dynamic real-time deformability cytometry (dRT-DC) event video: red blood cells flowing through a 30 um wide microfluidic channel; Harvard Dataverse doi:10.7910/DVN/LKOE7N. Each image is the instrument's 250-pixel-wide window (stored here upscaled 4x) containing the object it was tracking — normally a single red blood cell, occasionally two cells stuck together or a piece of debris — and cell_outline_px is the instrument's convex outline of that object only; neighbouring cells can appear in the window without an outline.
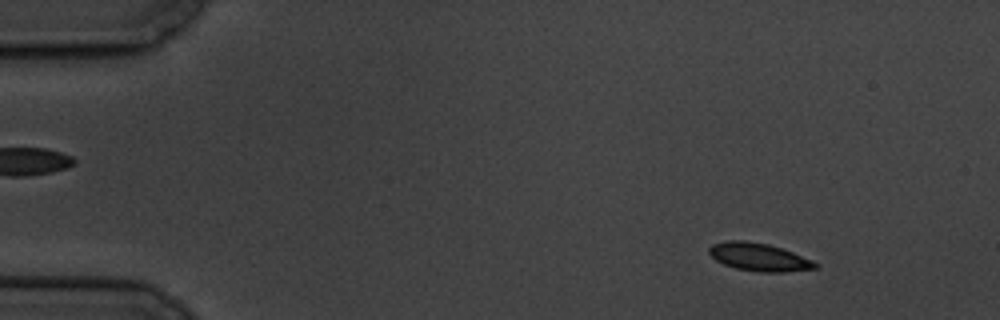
{"species": "common noctule bat (a hibernating species)", "species_latin": "Nyctalus noctula", "temperature_condition": "cold", "stored_images_in_passage": 5, "camera_frame_rate_fps": 3000, "um_per_image_px": 0.085, "animal": {"sex": "male", "body_mass_g": 19.5, "forearm_length_mm": 54.6}, "frame": {"image": 1, "passage_image": 2, "time_ms": 1.0, "image_size_px": [1000, 320], "cell_outline_px": [[820, 268], [784, 272], [760, 272], [736, 268], [724, 264], [716, 260], [708, 252], [708, 248], [712, 244], [728, 240], [744, 240], [768, 244], [792, 252], [812, 260], [820, 264]], "centroid_in_image_um": [64.53, 21.85], "position_along_channel_um": 20.5, "area_um2": 17.28}}
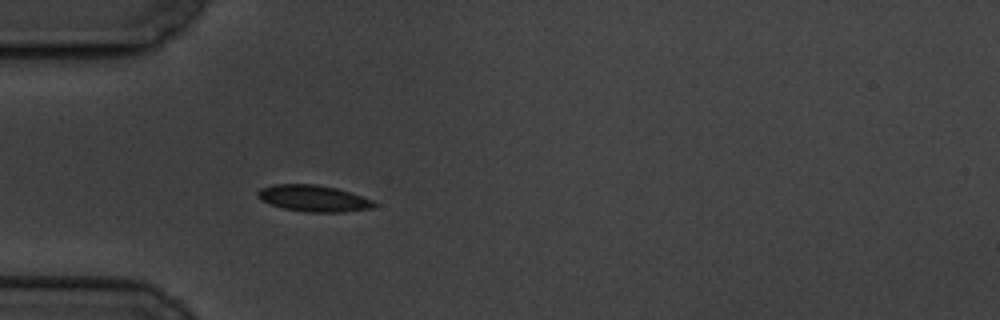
{"frame": {"image": 2, "passage_image": 5, "time_ms": 4.667, "image_size_px": [1000, 320], "cell_outline_px": [[376, 204], [372, 208], [344, 212], [304, 212], [284, 208], [260, 200], [256, 196], [256, 192], [260, 188], [272, 184], [316, 184], [336, 188], [372, 200]], "centroid_in_image_um": [26.59, 16.86], "position_along_channel_um": 58.4, "area_um2": 17.86}}